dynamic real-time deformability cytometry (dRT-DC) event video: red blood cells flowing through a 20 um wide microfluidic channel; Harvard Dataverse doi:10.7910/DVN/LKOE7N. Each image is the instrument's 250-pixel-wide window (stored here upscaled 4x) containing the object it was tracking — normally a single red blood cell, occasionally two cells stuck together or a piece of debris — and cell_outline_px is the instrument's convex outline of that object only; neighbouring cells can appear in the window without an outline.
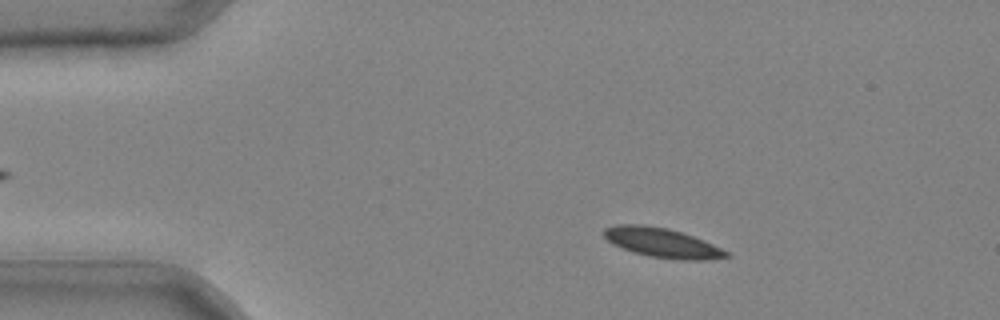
{"species": "common noctule bat (a hibernating species)", "species_latin": "Nyctalus noctula", "temperature_condition": "cold", "stored_images_in_passage": 41, "camera_frame_rate_fps": 3000, "um_per_image_px": 0.085, "animal": {"sex": "male", "body_mass_g": 20.4}, "frame": {"image": 1, "passage_image": 6, "time_ms": 1.667, "image_size_px": [1000, 320], "cell_outline_px": [[732, 256], [708, 260], [680, 260], [648, 256], [632, 252], [612, 244], [604, 236], [604, 228], [616, 224], [640, 224], [668, 228], [692, 236], [712, 244], [728, 252]], "centroid_in_image_um": [56.26, 20.64], "position_along_channel_um": 28.7, "area_um2": 20.98}}
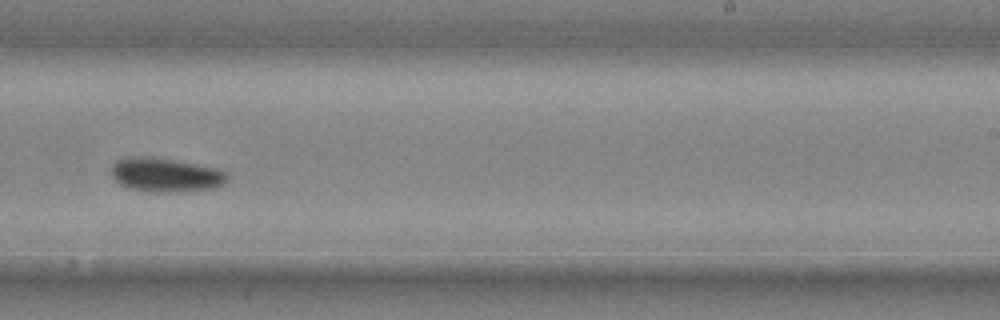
{"frame": {"image": 2, "passage_image": 26, "time_ms": 8.333, "image_size_px": [1000, 320], "cell_outline_px": [[228, 180], [224, 184], [212, 188], [176, 192], [152, 192], [128, 188], [120, 184], [112, 176], [112, 164], [116, 160], [132, 156], [152, 156], [176, 160], [220, 168], [228, 176]], "centroid_in_image_um": [14.08, 14.85], "position_along_channel_um": 274.9, "area_um2": 23.24}}
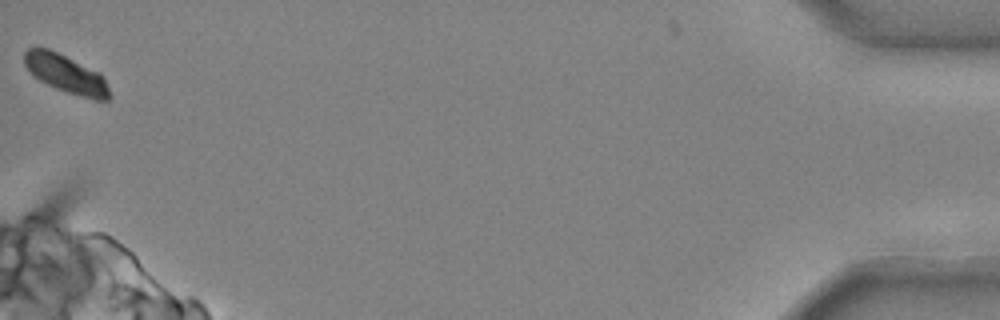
{"frame": {"image": 3, "passage_image": 41, "time_ms": 13.333, "image_size_px": [1000, 320], "cell_outline_px": [[112, 96], [108, 100], [92, 100], [56, 88], [40, 80], [24, 64], [24, 52], [28, 48], [48, 48], [100, 72], [104, 76]], "centroid_in_image_um": [5.68, 6.29], "position_along_channel_um": 429.5, "area_um2": 18.84}}